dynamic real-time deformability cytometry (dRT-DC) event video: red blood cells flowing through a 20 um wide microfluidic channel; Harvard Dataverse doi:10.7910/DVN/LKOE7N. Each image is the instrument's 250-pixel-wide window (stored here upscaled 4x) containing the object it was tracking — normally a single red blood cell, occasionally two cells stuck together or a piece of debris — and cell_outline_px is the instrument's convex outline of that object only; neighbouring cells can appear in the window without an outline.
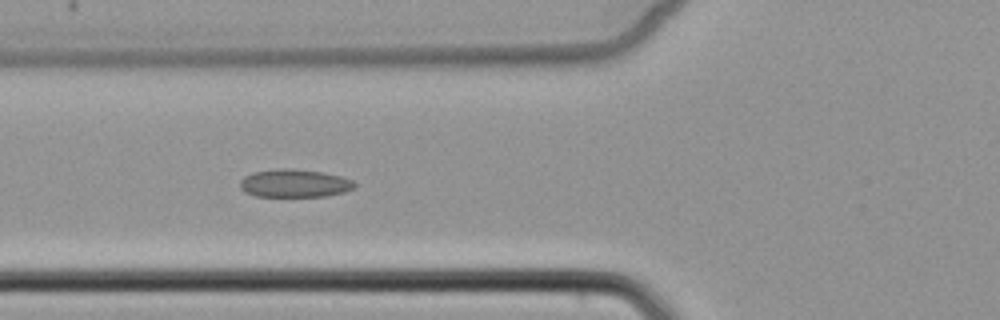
{"species": "common noctule bat (a hibernating species)", "species_latin": "Nyctalus noctula", "temperature_condition": "cold", "stored_images_in_passage": 7, "camera_frame_rate_fps": 3000, "um_per_image_px": 0.085, "animal": {"sex": "female", "body_mass_g": 22.7, "forearm_length_mm": 54.2}, "frame": {"image": 1, "passage_image": 6, "time_ms": 6.667, "image_size_px": [1000, 320], "cell_outline_px": [[356, 188], [344, 192], [328, 196], [256, 196], [244, 192], [240, 188], [240, 180], [244, 176], [252, 172], [276, 168], [292, 168], [324, 172], [340, 176], [352, 180], [356, 184]], "centroid_in_image_um": [25.03, 15.57], "position_along_channel_um": 100.8, "area_um2": 18.96}}
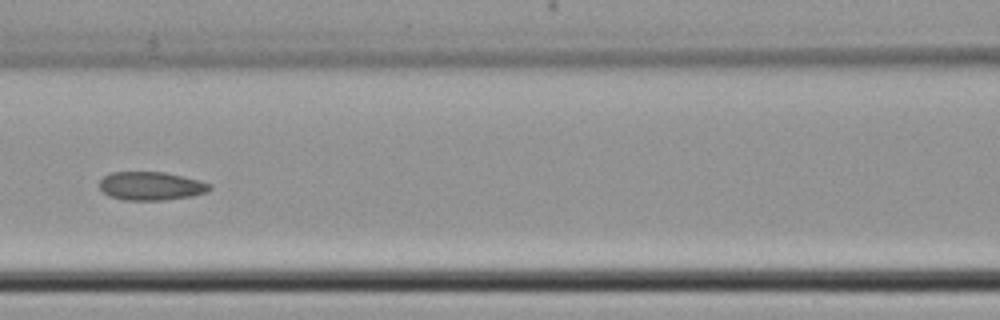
{"frame": {"image": 2, "passage_image": 7, "time_ms": 8.0, "image_size_px": [1000, 320], "cell_outline_px": [[212, 188], [208, 192], [192, 196], [164, 200], [124, 200], [108, 196], [100, 188], [100, 180], [104, 176], [112, 172], [164, 172], [200, 180], [212, 184]], "centroid_in_image_um": [12.87, 15.81], "position_along_channel_um": 153.7, "area_um2": 18.38}}